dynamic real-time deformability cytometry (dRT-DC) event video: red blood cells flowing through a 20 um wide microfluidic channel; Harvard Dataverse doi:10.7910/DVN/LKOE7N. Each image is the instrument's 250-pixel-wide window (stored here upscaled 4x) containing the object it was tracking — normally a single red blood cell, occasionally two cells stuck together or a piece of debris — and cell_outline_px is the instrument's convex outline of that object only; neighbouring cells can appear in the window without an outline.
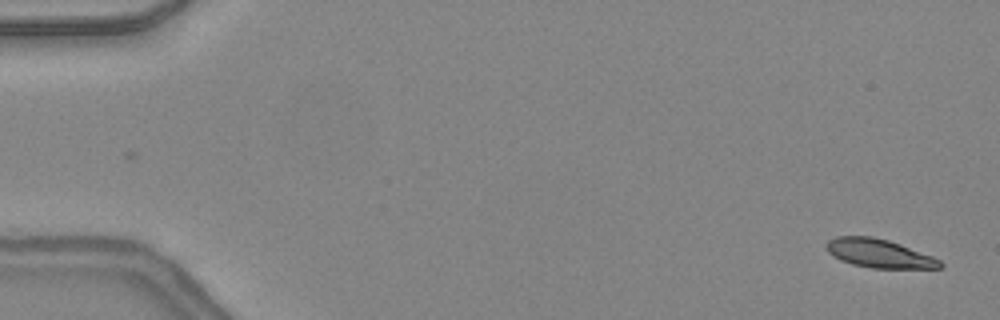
{"species": "common noctule bat (a hibernating species)", "species_latin": "Nyctalus noctula", "temperature_condition": "warm", "stored_images_in_passage": 47, "camera_frame_rate_fps": 3000, "um_per_image_px": 0.085, "animal": {"sex": "female", "body_mass_g": 24.6, "forearm_length_mm": 56.2}, "frame": {"image": 1, "passage_image": 1, "time_ms": 0.0, "image_size_px": [1000, 320], "cell_outline_px": [[944, 264], [940, 268], [872, 268], [852, 264], [840, 260], [832, 256], [828, 252], [824, 244], [828, 240], [836, 236], [872, 236], [888, 240], [900, 244], [932, 256], [940, 260]], "centroid_in_image_um": [74.68, 21.53], "position_along_channel_um": 10.3, "area_um2": 19.02}}
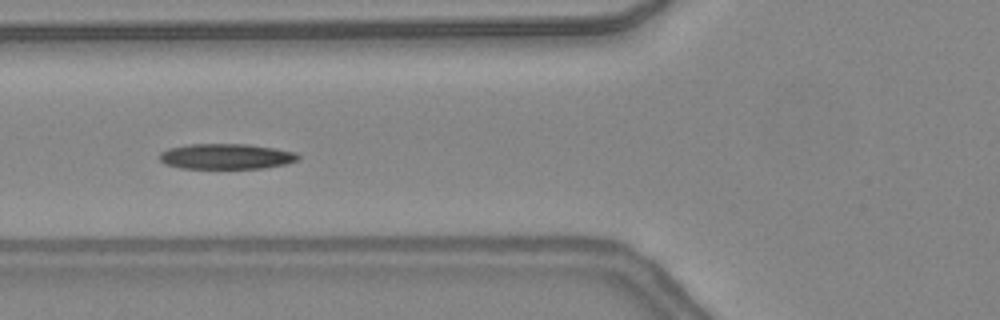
{"frame": {"image": 2, "passage_image": 18, "time_ms": 5.667, "image_size_px": [1000, 320], "cell_outline_px": [[300, 156], [296, 160], [284, 164], [264, 168], [180, 168], [164, 164], [160, 160], [160, 152], [168, 148], [188, 144], [248, 144], [296, 152]], "centroid_in_image_um": [19.18, 13.29], "position_along_channel_um": 106.6, "area_um2": 20.46}}
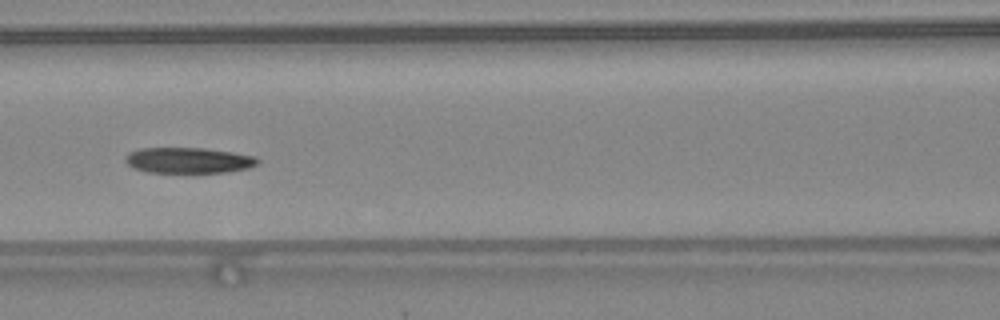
{"frame": {"image": 3, "passage_image": 21, "time_ms": 6.667, "image_size_px": [1000, 320], "cell_outline_px": [[260, 160], [256, 164], [248, 168], [228, 172], [148, 172], [132, 168], [124, 160], [124, 156], [128, 152], [140, 148], [204, 148], [232, 152], [256, 156]], "centroid_in_image_um": [15.99, 13.62], "position_along_channel_um": 150.6, "area_um2": 19.88}, "authors_computed_cell_mechanics": {"area_um2": 20.23, "velocity_mm_per_s": 4.3405, "shape_relaxation_time_tau1_ms": 9.0672, "shape_relaxation_time_tau2_ms": 5.6333, "deformation_change_tau1": 0.2266, "deformation_change_tau2": 0.1446}}